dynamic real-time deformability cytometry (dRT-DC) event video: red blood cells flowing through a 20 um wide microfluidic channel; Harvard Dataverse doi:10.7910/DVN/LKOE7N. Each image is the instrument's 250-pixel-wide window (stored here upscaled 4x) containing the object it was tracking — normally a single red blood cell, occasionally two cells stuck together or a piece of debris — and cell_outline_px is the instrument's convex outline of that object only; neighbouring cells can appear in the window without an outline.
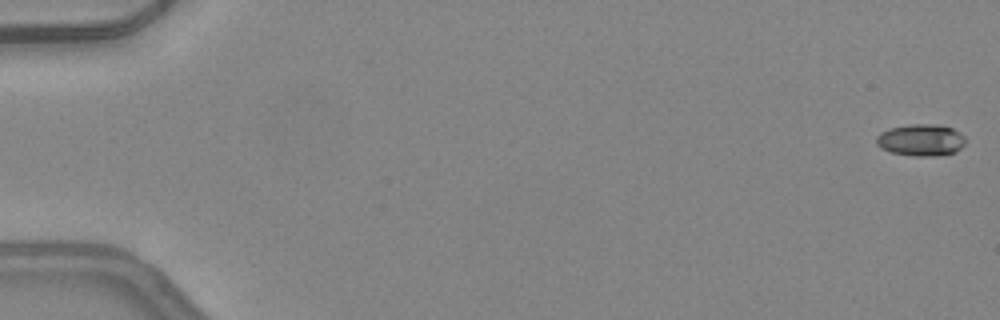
{"species": "common noctule bat (a hibernating species)", "species_latin": "Nyctalus noctula", "temperature_condition": "warm", "stored_images_in_passage": 49, "camera_frame_rate_fps": 3000, "um_per_image_px": 0.085, "animal": {"sex": "female", "body_mass_g": 24.6, "forearm_length_mm": 56.2}, "frame": {"image": 1, "passage_image": 1, "time_ms": 0.0, "image_size_px": [1000, 320], "cell_outline_px": [[964, 144], [956, 152], [936, 156], [912, 156], [892, 152], [880, 148], [876, 144], [876, 136], [880, 132], [888, 128], [912, 124], [936, 124], [952, 128], [960, 132], [964, 136]], "centroid_in_image_um": [78.26, 11.9], "position_along_channel_um": 6.7, "area_um2": 16.65}}
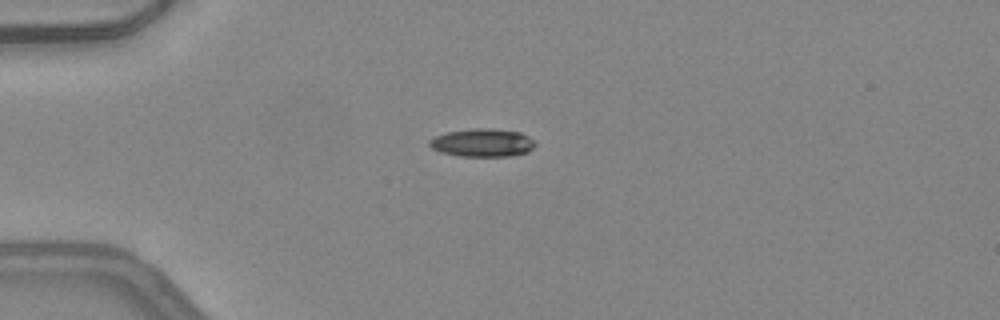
{"frame": {"image": 2, "passage_image": 14, "time_ms": 4.333, "image_size_px": [1000, 320], "cell_outline_px": [[536, 144], [528, 152], [508, 156], [460, 156], [440, 152], [432, 148], [428, 144], [428, 140], [436, 136], [448, 132], [476, 128], [488, 128], [520, 132], [536, 140]], "centroid_in_image_um": [41.02, 12.13], "position_along_channel_um": 44.0, "area_um2": 17.28}}
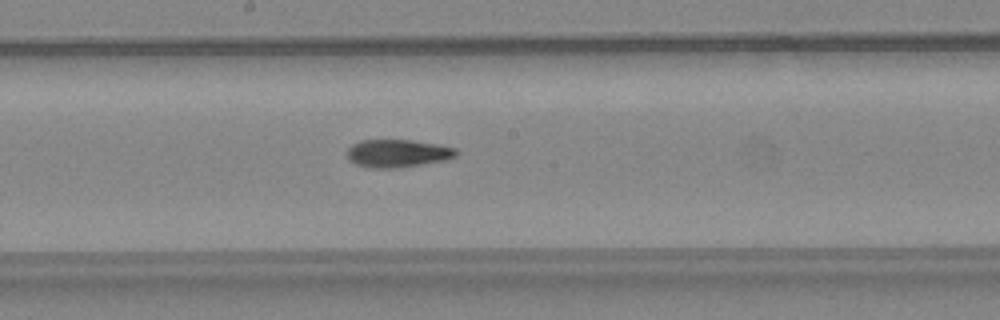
{"frame": {"image": 3, "passage_image": 28, "time_ms": 9.0, "image_size_px": [1000, 320], "cell_outline_px": [[460, 152], [456, 156], [448, 160], [396, 168], [372, 168], [356, 164], [348, 160], [348, 148], [352, 144], [360, 140], [412, 140], [436, 144], [456, 148]], "centroid_in_image_um": [33.82, 13.03], "position_along_channel_um": 214.4, "area_um2": 17.8}}